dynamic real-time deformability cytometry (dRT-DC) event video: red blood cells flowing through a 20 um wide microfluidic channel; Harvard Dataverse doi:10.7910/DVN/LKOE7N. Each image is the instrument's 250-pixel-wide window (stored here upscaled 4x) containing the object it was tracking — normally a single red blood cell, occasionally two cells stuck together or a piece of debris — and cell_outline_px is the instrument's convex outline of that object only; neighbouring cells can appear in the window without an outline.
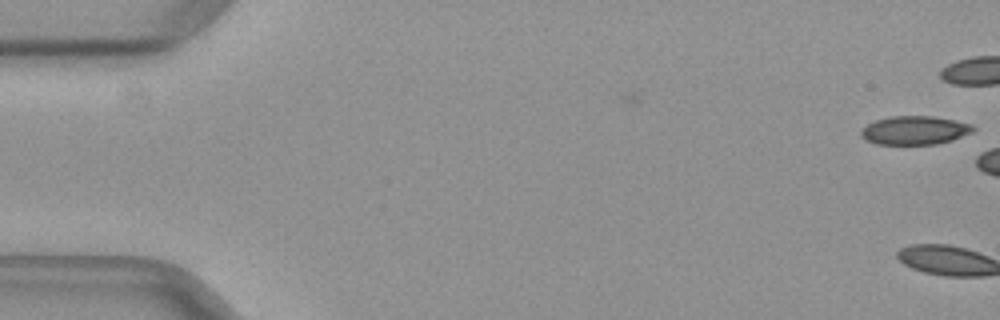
{"species": "common noctule bat (a hibernating species)", "species_latin": "Nyctalus noctula", "temperature_condition": "warm", "stored_images_in_passage": 3, "camera_frame_rate_fps": 3000, "um_per_image_px": 0.085, "animal": {"sex": "female", "body_mass_g": 29.2, "forearm_length_mm": 56.3}, "frame": {"image": 1, "passage_image": 1, "time_ms": 0.0, "image_size_px": [1000, 320], "cell_outline_px": [[976, 128], [972, 132], [952, 140], [936, 144], [876, 144], [864, 140], [860, 136], [860, 132], [868, 124], [876, 120], [888, 116], [932, 116], [956, 120], [972, 124]], "centroid_in_image_um": [77.75, 11.07], "position_along_channel_um": 7.3, "area_um2": 18.79}}